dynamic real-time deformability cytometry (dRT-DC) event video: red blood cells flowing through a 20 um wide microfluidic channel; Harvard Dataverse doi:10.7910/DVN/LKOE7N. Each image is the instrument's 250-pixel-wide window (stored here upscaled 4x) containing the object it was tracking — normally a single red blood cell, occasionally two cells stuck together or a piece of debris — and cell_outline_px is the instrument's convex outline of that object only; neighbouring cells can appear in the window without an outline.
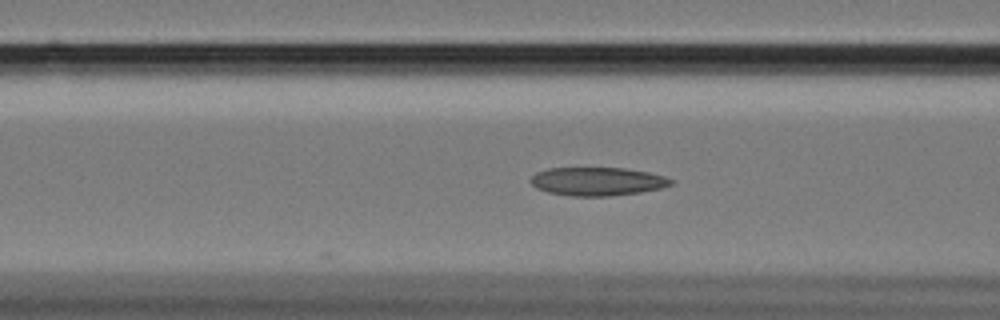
{"species": "Egyptian fruit bat (a non-hibernating species)", "species_latin": "Rousettus aegyptiacus", "temperature_condition": "cold", "stored_images_in_passage": 22, "camera_frame_rate_fps": 3000, "um_per_image_px": 0.085, "animal": {"sex": "female"}, "frame": {"image": 1, "passage_image": 7, "time_ms": 2.0, "image_size_px": [1000, 320], "cell_outline_px": [[676, 184], [660, 188], [640, 192], [612, 196], [572, 196], [548, 192], [536, 188], [528, 180], [536, 172], [548, 168], [624, 168], [648, 172], [664, 176], [676, 180]], "centroid_in_image_um": [50.8, 15.42], "position_along_channel_um": 115.8, "area_um2": 23.41}}
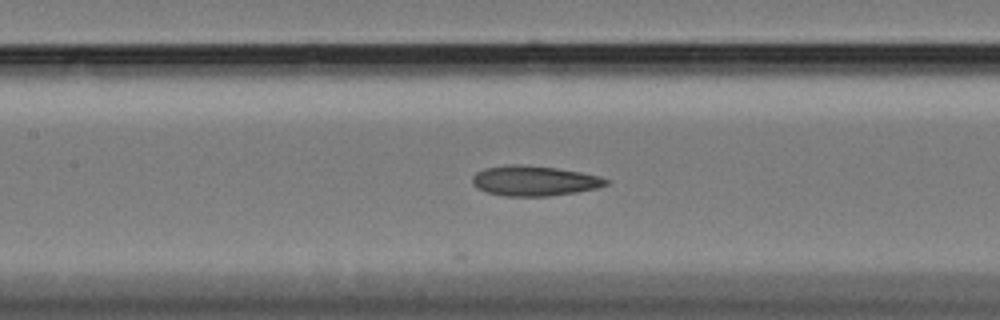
{"frame": {"image": 2, "passage_image": 11, "time_ms": 3.333, "image_size_px": [1000, 320], "cell_outline_px": [[612, 180], [608, 184], [596, 188], [576, 192], [548, 196], [504, 196], [488, 192], [476, 188], [472, 184], [472, 176], [476, 172], [484, 168], [512, 164], [520, 164], [556, 168], [580, 172], [600, 176]], "centroid_in_image_um": [45.41, 15.36], "position_along_channel_um": 162.0, "area_um2": 23.52}}
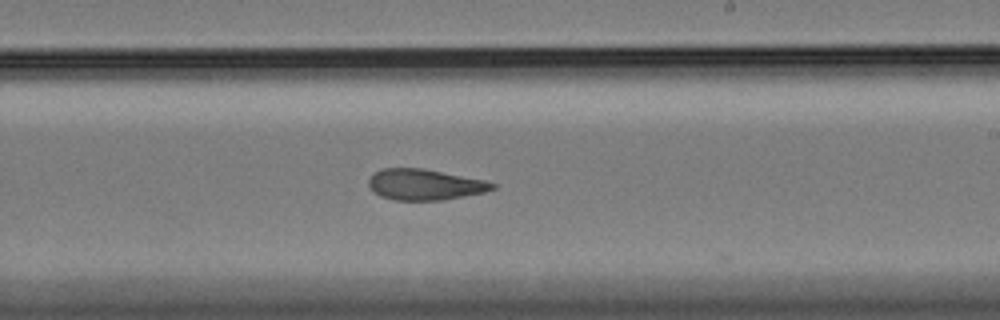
{"frame": {"image": 3, "passage_image": 19, "time_ms": 6.0, "image_size_px": [1000, 320], "cell_outline_px": [[496, 188], [484, 192], [444, 200], [392, 200], [380, 196], [372, 192], [368, 184], [368, 180], [376, 172], [384, 168], [424, 168], [484, 180], [496, 184]], "centroid_in_image_um": [36.09, 15.69], "position_along_channel_um": 252.9, "area_um2": 22.31}}